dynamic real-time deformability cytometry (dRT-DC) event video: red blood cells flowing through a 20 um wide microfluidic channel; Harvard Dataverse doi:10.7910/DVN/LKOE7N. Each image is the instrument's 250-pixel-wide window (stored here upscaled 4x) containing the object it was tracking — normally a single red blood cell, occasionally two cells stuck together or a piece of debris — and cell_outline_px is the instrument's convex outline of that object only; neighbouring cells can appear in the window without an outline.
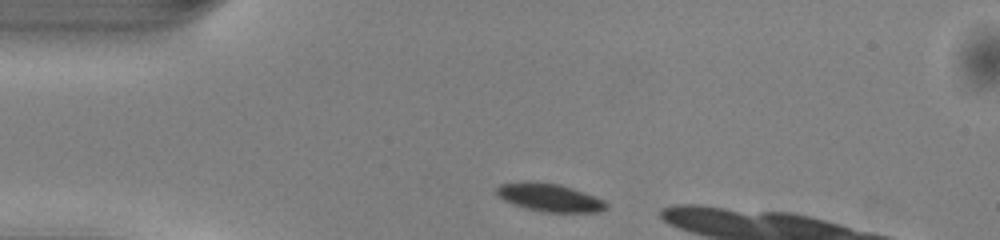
{"species": "common noctule bat (a hibernating species)", "species_latin": "Nyctalus noctula", "temperature_condition": "warm", "stored_images_in_passage": 8, "camera_frame_rate_fps": 3000, "um_per_image_px": 0.085, "animal": {"sex": "male", "body_mass_g": 13.0, "forearm_length_mm": 53.1}, "frame": {"image": 1, "passage_image": 1, "time_ms": 0.0, "image_size_px": [1000, 240], "cell_outline_px": [[608, 208], [600, 212], [540, 212], [524, 208], [512, 204], [504, 200], [496, 192], [496, 188], [500, 184], [520, 180], [536, 180], [560, 184], [584, 192], [604, 200], [608, 204]], "centroid_in_image_um": [46.69, 16.77], "position_along_channel_um": 38.3, "area_um2": 18.38}}
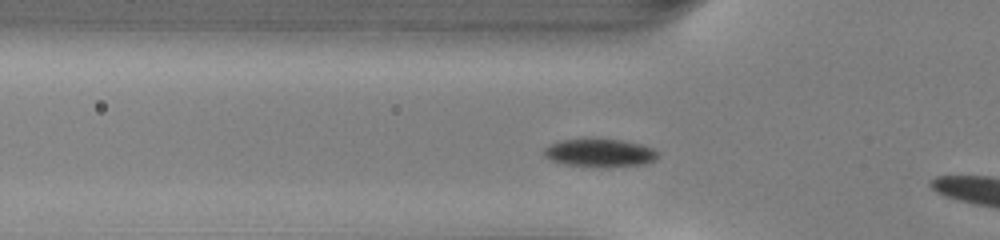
{"frame": {"image": 2, "passage_image": 6, "time_ms": 1.667, "image_size_px": [1000, 240], "cell_outline_px": [[656, 160], [644, 164], [604, 168], [600, 168], [564, 164], [548, 160], [544, 156], [544, 148], [548, 144], [560, 140], [620, 140], [640, 144], [652, 148], [656, 152]], "centroid_in_image_um": [50.92, 13.03], "position_along_channel_um": 74.9, "area_um2": 18.61}}